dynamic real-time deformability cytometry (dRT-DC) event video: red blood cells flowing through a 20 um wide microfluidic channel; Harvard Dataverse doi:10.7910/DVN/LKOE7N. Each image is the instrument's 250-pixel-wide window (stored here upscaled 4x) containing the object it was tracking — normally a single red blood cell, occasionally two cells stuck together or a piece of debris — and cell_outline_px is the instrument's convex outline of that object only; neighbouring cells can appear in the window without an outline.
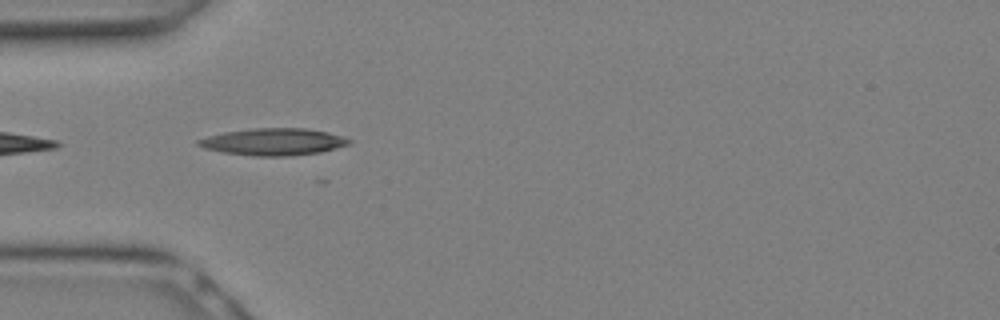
{"species": "Egyptian fruit bat (a non-hibernating species)", "species_latin": "Rousettus aegyptiacus", "temperature_condition": "warm", "stored_images_in_passage": 25, "camera_frame_rate_fps": 3000, "um_per_image_px": 0.085, "animal": {"sex": "female"}, "frame": {"image": 1, "passage_image": 6, "time_ms": 1.667, "image_size_px": [1000, 320], "cell_outline_px": [[352, 140], [348, 144], [336, 148], [320, 152], [292, 156], [252, 156], [224, 152], [204, 148], [196, 144], [196, 140], [208, 136], [224, 132], [252, 128], [304, 128], [328, 132], [344, 136]], "centroid_in_image_um": [23.24, 12.05], "position_along_channel_um": 61.8, "area_um2": 23.76}}
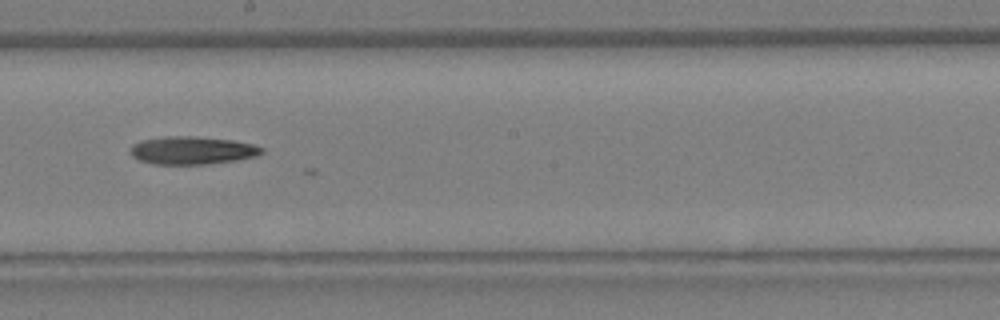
{"frame": {"image": 2, "passage_image": 13, "time_ms": 4.0, "image_size_px": [1000, 320], "cell_outline_px": [[264, 152], [256, 156], [236, 160], [204, 164], [156, 164], [140, 160], [132, 156], [128, 152], [132, 144], [144, 140], [164, 136], [196, 136], [232, 140], [252, 144], [264, 148]], "centroid_in_image_um": [16.32, 12.77], "position_along_channel_um": 231.9, "area_um2": 21.33}}
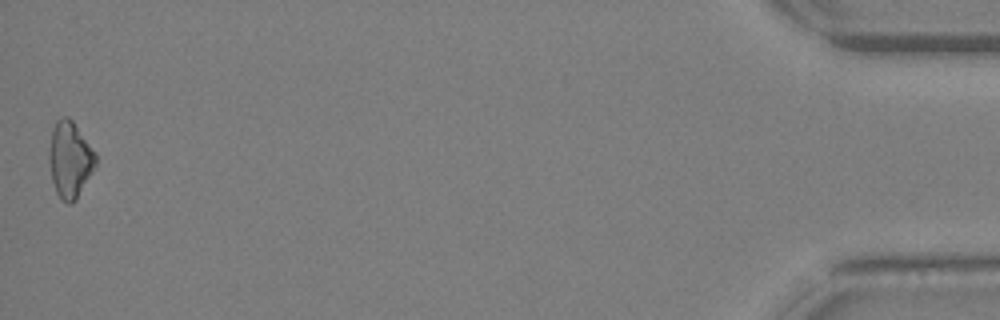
{"frame": {"image": 3, "passage_image": 25, "time_ms": 8.0, "image_size_px": [1000, 320], "cell_outline_px": [[96, 164], [92, 172], [76, 200], [72, 204], [68, 204], [60, 200], [56, 192], [52, 180], [48, 160], [48, 152], [52, 128], [56, 120], [60, 116], [68, 116], [72, 120], [96, 152]], "centroid_in_image_um": [5.92, 13.56], "position_along_channel_um": 429.3, "area_um2": 20.98}}